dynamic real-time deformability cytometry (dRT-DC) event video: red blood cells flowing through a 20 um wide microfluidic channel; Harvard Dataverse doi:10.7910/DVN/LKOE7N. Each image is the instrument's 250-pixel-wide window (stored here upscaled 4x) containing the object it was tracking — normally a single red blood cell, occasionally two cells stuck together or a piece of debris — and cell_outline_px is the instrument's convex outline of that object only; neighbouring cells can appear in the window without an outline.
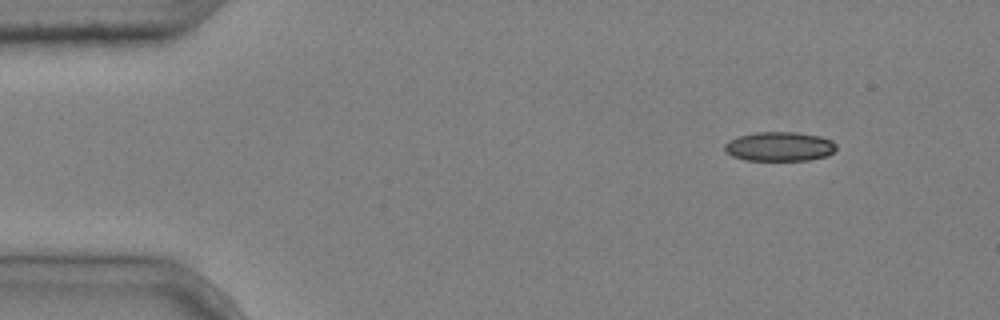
{"species": "common noctule bat (a hibernating species)", "species_latin": "Nyctalus noctula", "temperature_condition": "cold", "stored_images_in_passage": 2, "camera_frame_rate_fps": 3000, "um_per_image_px": 0.085, "animal": {"sex": "male", "body_mass_g": 20.4}, "frame": {"image": 1, "passage_image": 1, "time_ms": 0.0, "image_size_px": [1000, 320], "cell_outline_px": [[836, 148], [828, 156], [808, 160], [744, 160], [732, 156], [724, 152], [724, 144], [728, 140], [740, 136], [756, 132], [796, 132], [820, 136], [832, 140], [836, 144]], "centroid_in_image_um": [66.24, 12.45], "position_along_channel_um": 18.8, "area_um2": 19.19}}